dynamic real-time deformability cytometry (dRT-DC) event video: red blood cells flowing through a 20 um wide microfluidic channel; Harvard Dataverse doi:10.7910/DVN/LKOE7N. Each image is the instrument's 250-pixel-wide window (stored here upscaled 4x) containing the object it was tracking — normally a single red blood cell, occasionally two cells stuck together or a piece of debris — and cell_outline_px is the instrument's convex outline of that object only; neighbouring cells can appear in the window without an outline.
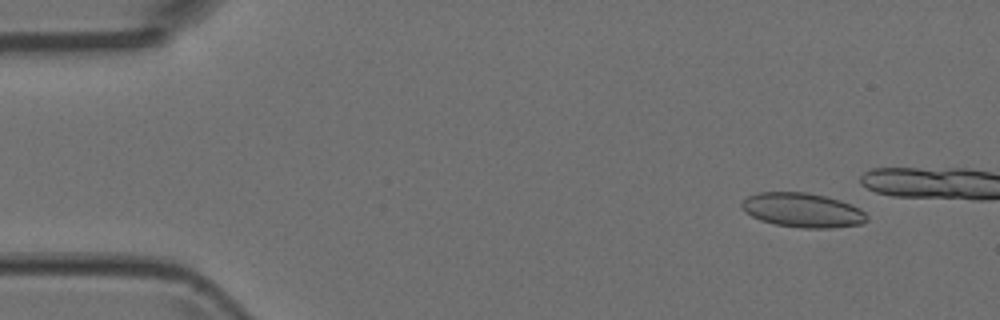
{"species": "Egyptian fruit bat (a non-hibernating species)", "species_latin": "Rousettus aegyptiacus", "temperature_condition": "room temperature", "stored_images_in_passage": 4, "camera_frame_rate_fps": 3000, "um_per_image_px": 0.085, "animal": {"sex": "female"}, "frame": {"image": 1, "passage_image": 1, "time_ms": 0.0, "image_size_px": [1000, 320], "cell_outline_px": [[868, 220], [860, 224], [832, 228], [800, 228], [776, 224], [760, 220], [744, 212], [740, 204], [748, 196], [756, 192], [808, 192], [828, 196], [840, 200], [860, 208], [868, 216]], "centroid_in_image_um": [68.22, 17.85], "position_along_channel_um": 16.8, "area_um2": 25.26}}